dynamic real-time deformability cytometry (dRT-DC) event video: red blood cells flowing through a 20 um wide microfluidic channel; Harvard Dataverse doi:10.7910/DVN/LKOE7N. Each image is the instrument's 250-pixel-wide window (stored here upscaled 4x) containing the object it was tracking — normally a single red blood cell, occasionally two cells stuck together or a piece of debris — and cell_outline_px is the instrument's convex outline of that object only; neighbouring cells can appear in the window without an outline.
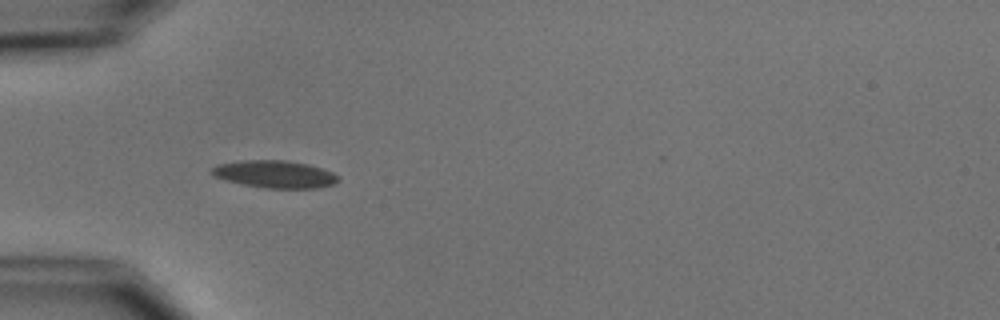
{"species": "common noctule bat (a hibernating species)", "species_latin": "Nyctalus noctula", "temperature_condition": "cold", "stored_images_in_passage": 7, "camera_frame_rate_fps": 3000, "um_per_image_px": 0.085, "animal": {"sex": "male", "body_mass_g": 15.6}, "frame": {"image": 1, "passage_image": 4, "time_ms": 4.333, "image_size_px": [1000, 320], "cell_outline_px": [[340, 180], [332, 184], [320, 188], [264, 188], [224, 180], [212, 176], [208, 172], [208, 168], [216, 164], [240, 160], [284, 160], [308, 164], [332, 172]], "centroid_in_image_um": [23.26, 14.8], "position_along_channel_um": 61.7, "area_um2": 20.4}}
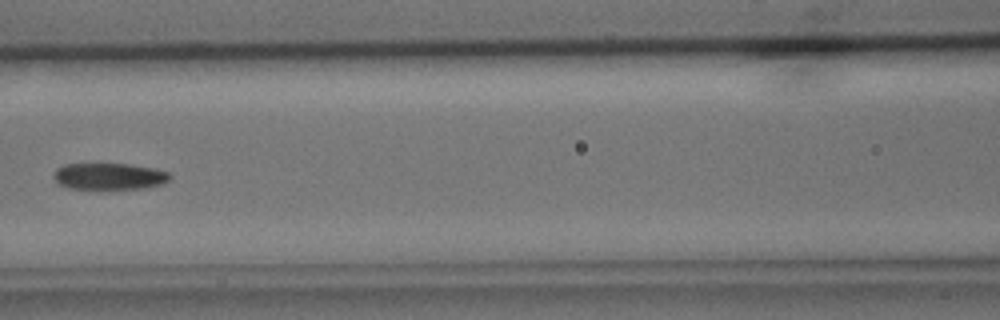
{"frame": {"image": 2, "passage_image": 6, "time_ms": 7.0, "image_size_px": [1000, 320], "cell_outline_px": [[172, 176], [164, 184], [144, 188], [68, 188], [60, 184], [56, 180], [56, 168], [64, 164], [128, 164], [156, 168], [168, 172]], "centroid_in_image_um": [9.35, 14.97], "position_along_channel_um": 157.2, "area_um2": 17.74}}
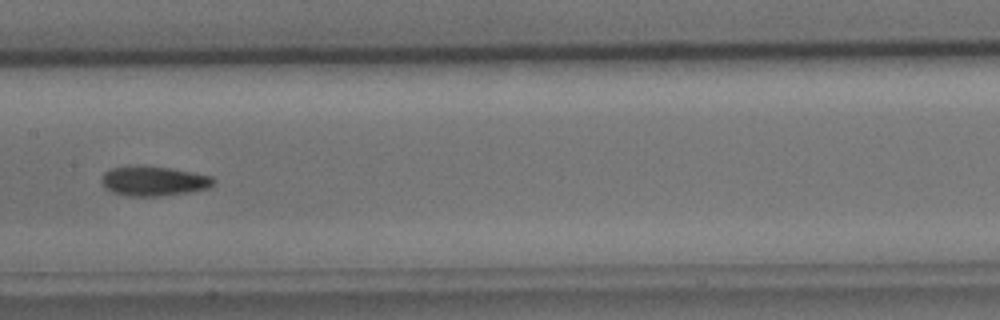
{"frame": {"image": 3, "passage_image": 7, "time_ms": 8.0, "image_size_px": [1000, 320], "cell_outline_px": [[216, 180], [208, 188], [184, 192], [156, 196], [128, 196], [112, 192], [100, 180], [104, 172], [112, 168], [168, 168], [192, 172], [212, 176]], "centroid_in_image_um": [13.08, 15.41], "position_along_channel_um": 194.3, "area_um2": 18.38}}